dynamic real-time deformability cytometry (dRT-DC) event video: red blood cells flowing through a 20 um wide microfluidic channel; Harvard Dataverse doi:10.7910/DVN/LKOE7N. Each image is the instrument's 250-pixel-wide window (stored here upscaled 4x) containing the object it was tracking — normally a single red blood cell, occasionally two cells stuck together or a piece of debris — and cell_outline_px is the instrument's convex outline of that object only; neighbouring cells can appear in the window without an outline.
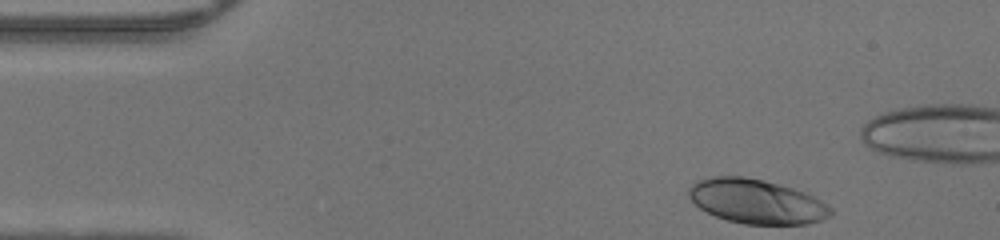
{"species": "human", "species_latin": "Homo sapiens", "temperature_condition": "warm", "stored_images_in_passage": 34, "camera_frame_rate_fps": 3000, "um_per_image_px": 0.085, "donor": {"sex": "male"}, "frame": {"image": 1, "passage_image": 1, "time_ms": 0.0, "image_size_px": [1000, 240], "cell_outline_px": [[832, 216], [808, 224], [744, 224], [728, 220], [716, 216], [700, 208], [688, 196], [688, 188], [696, 180], [712, 176], [744, 176], [764, 180], [792, 188], [804, 192], [820, 200], [832, 208]], "centroid_in_image_um": [64.29, 17.11], "position_along_channel_um": 20.7, "area_um2": 36.65}}
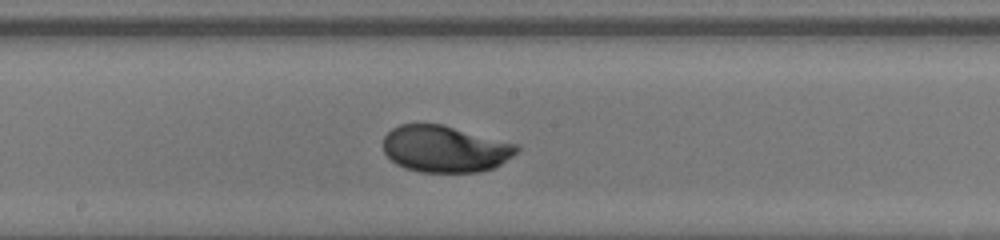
{"frame": {"image": 2, "passage_image": 20, "time_ms": 6.333, "image_size_px": [1000, 240], "cell_outline_px": [[520, 148], [512, 156], [500, 164], [492, 168], [476, 172], [420, 172], [404, 168], [396, 164], [384, 152], [384, 136], [392, 128], [400, 124], [444, 124], [516, 144]], "centroid_in_image_um": [37.8, 12.65], "position_along_channel_um": 210.4, "area_um2": 36.18}}
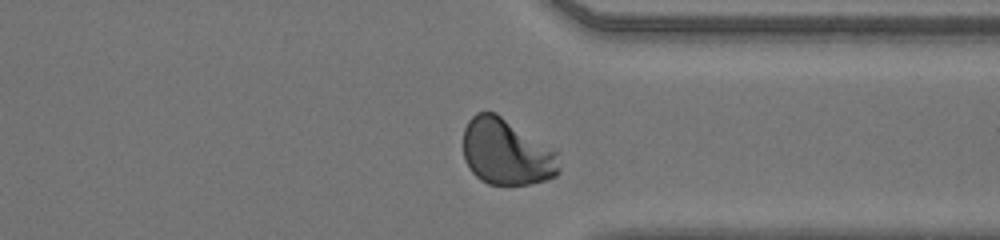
{"frame": {"image": 3, "passage_image": 31, "time_ms": 10.0, "image_size_px": [1000, 240], "cell_outline_px": [[560, 172], [556, 176], [544, 180], [528, 184], [488, 184], [480, 180], [472, 172], [464, 160], [464, 128], [468, 120], [476, 112], [496, 112], [556, 152], [560, 168]], "centroid_in_image_um": [43.01, 12.93], "position_along_channel_um": 368.4, "area_um2": 36.65}}